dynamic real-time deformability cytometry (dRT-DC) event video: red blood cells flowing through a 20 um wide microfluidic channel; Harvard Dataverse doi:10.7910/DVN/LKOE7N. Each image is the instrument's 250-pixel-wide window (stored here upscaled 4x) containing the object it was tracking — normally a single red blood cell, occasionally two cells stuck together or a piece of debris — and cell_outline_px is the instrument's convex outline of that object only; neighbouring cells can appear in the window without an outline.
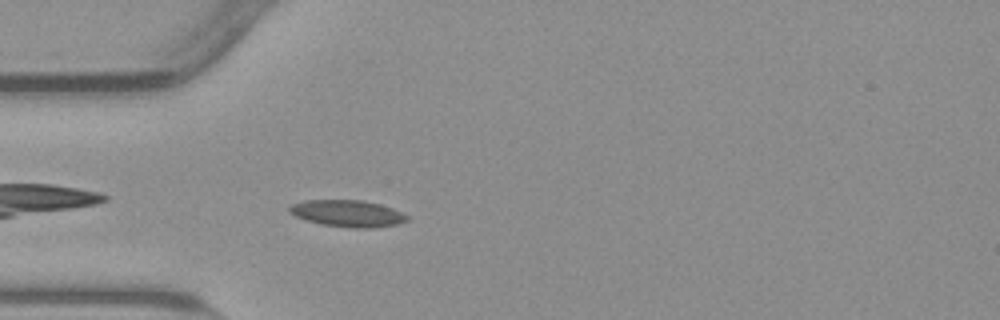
{"species": "common noctule bat (a hibernating species)", "species_latin": "Nyctalus noctula", "temperature_condition": "warm", "stored_images_in_passage": 32, "camera_frame_rate_fps": 3000, "um_per_image_px": 0.085, "animal": {"sex": "male", "body_mass_g": 23.1, "forearm_length_mm": 52.7}, "frame": {"image": 1, "passage_image": 2, "time_ms": 0.333, "image_size_px": [1000, 320], "cell_outline_px": [[408, 220], [396, 224], [372, 228], [348, 228], [320, 224], [296, 216], [288, 212], [288, 208], [292, 204], [304, 200], [364, 200], [380, 204], [392, 208], [408, 216]], "centroid_in_image_um": [29.53, 18.14], "position_along_channel_um": 55.5, "area_um2": 18.32}}
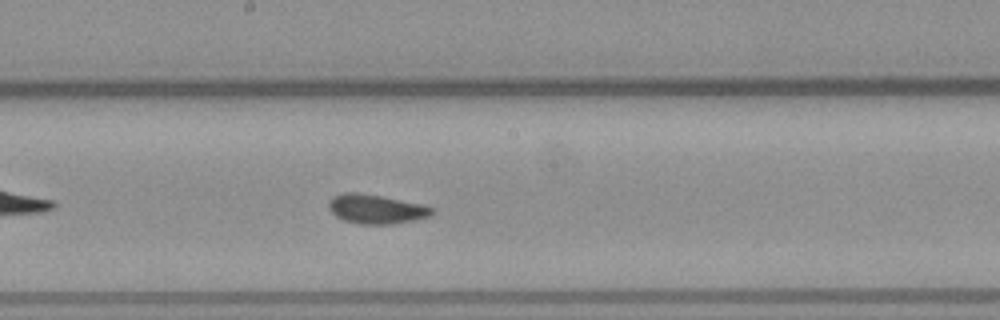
{"frame": {"image": 2, "passage_image": 15, "time_ms": 4.667, "image_size_px": [1000, 320], "cell_outline_px": [[436, 208], [428, 216], [416, 220], [392, 224], [360, 224], [344, 220], [336, 216], [328, 208], [328, 200], [332, 196], [344, 192], [360, 192], [420, 204]], "centroid_in_image_um": [31.92, 17.76], "position_along_channel_um": 216.3, "area_um2": 17.57}}
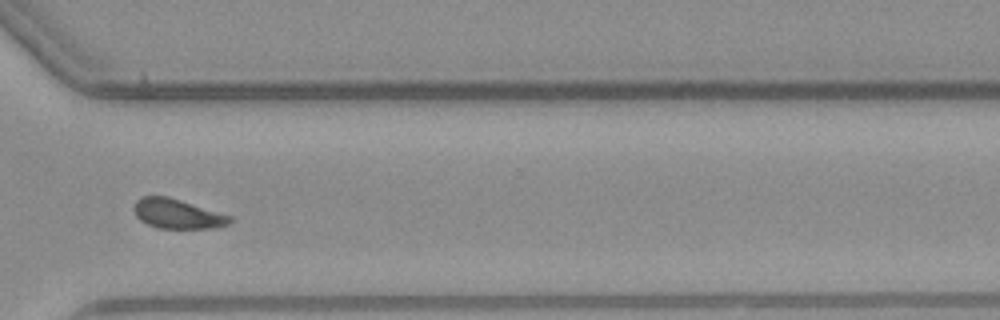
{"frame": {"image": 3, "passage_image": 26, "time_ms": 8.333, "image_size_px": [1000, 320], "cell_outline_px": [[232, 220], [228, 224], [212, 228], [160, 228], [148, 224], [140, 220], [136, 216], [132, 208], [136, 200], [140, 196], [168, 196], [232, 216]], "centroid_in_image_um": [15.04, 18.16], "position_along_channel_um": 355.6, "area_um2": 16.53}, "authors_computed_cell_mechanics": {"area_um2": 17.2533, "velocity_mm_per_s": 3.8095, "shape_relaxation_time_tau1_ms": 3.5639, "shape_relaxation_time_tau2_ms": 0.9873, "deformation_change_tau1": 0.1164, "deformation_change_tau2": 0.0549}}